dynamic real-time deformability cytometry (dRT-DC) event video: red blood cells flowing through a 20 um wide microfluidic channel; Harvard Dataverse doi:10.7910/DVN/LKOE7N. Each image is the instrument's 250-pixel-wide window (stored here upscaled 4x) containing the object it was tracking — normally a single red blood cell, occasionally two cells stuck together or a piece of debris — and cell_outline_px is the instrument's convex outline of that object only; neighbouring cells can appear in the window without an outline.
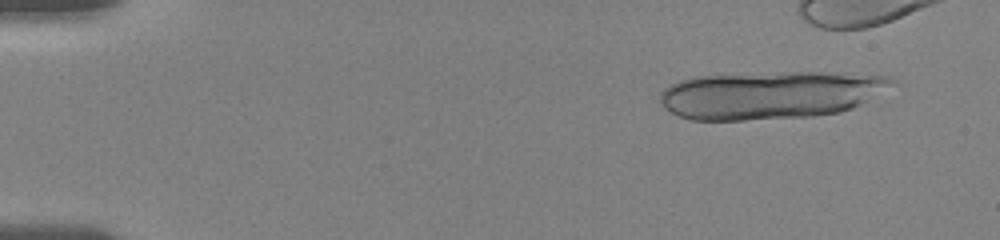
{"species": "human", "species_latin": "Homo sapiens", "temperature_condition": "room temperature", "stored_images_in_passage": 9, "camera_frame_rate_fps": 3000, "um_per_image_px": 0.085, "donor": {"sex": "female"}, "frame": {"image": 1, "passage_image": 2, "time_ms": 1.0, "image_size_px": [1000, 240], "cell_outline_px": [[892, 80], [860, 104], [852, 108], [840, 112], [812, 116], [744, 120], [692, 120], [680, 116], [672, 112], [660, 104], [660, 92], [664, 88], [680, 80], [692, 76], [784, 72], [820, 72], [888, 76]], "centroid_in_image_um": [65.32, 8.07], "position_along_channel_um": 19.7, "area_um2": 63.64}}
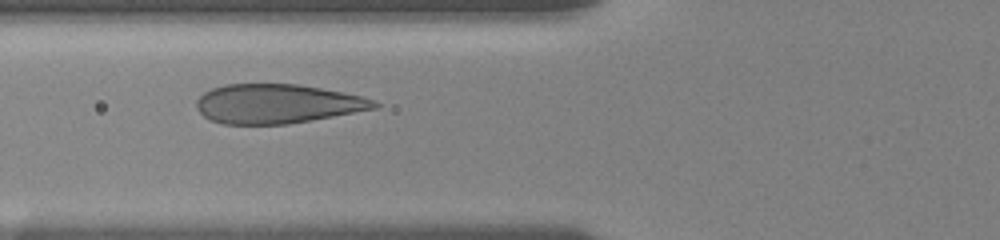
{"frame": {"image": 2, "passage_image": 8, "time_ms": 7.667, "image_size_px": [1000, 240], "cell_outline_px": [[380, 104], [376, 108], [288, 124], [224, 124], [212, 120], [204, 116], [196, 108], [196, 100], [204, 92], [212, 88], [224, 84], [296, 84], [320, 88], [360, 96], [372, 100]], "centroid_in_image_um": [23.5, 8.82], "position_along_channel_um": 102.3, "area_um2": 40.23}}
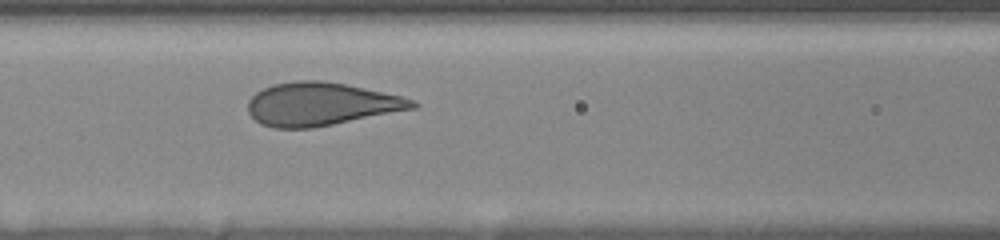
{"frame": {"image": 3, "passage_image": 9, "time_ms": 8.667, "image_size_px": [1000, 240], "cell_outline_px": [[420, 104], [416, 108], [312, 128], [272, 128], [260, 124], [248, 112], [248, 100], [256, 92], [272, 84], [296, 80], [324, 80], [344, 84], [400, 96], [412, 100]], "centroid_in_image_um": [27.23, 8.85], "position_along_channel_um": 139.4, "area_um2": 41.1}}